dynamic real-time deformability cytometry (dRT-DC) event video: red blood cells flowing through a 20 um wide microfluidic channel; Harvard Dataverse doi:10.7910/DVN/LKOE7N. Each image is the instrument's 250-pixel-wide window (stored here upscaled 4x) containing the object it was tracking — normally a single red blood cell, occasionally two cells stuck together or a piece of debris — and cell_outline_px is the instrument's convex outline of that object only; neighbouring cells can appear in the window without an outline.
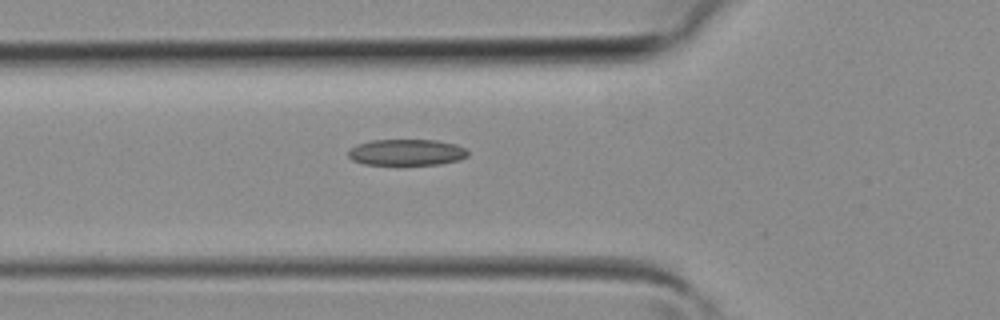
{"species": "common noctule bat (a hibernating species)", "species_latin": "Nyctalus noctula", "temperature_condition": "room temperature", "stored_images_in_passage": 34, "camera_frame_rate_fps": 3000, "um_per_image_px": 0.085, "animal": {"sex": "female", "body_mass_g": 19.3, "forearm_length_mm": 54.1}, "frame": {"image": 1, "passage_image": 11, "time_ms": 3.333, "image_size_px": [1000, 320], "cell_outline_px": [[468, 156], [460, 160], [440, 164], [400, 168], [364, 164], [352, 160], [348, 156], [348, 152], [356, 144], [372, 140], [436, 140], [456, 144], [464, 148], [468, 152]], "centroid_in_image_um": [34.54, 13.0], "position_along_channel_um": 91.3, "area_um2": 19.31}}
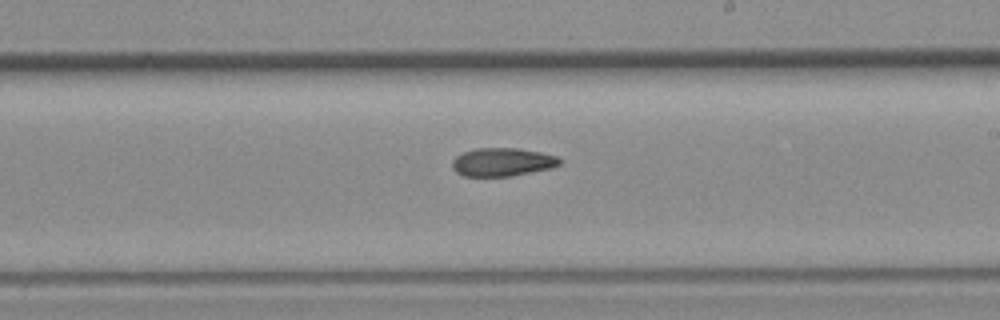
{"frame": {"image": 2, "passage_image": 20, "time_ms": 6.333, "image_size_px": [1000, 320], "cell_outline_px": [[560, 164], [552, 168], [512, 176], [464, 176], [456, 172], [452, 168], [452, 160], [456, 156], [464, 152], [476, 148], [516, 148], [540, 152], [556, 156], [560, 160]], "centroid_in_image_um": [42.68, 13.78], "position_along_channel_um": 246.3, "area_um2": 17.69}}
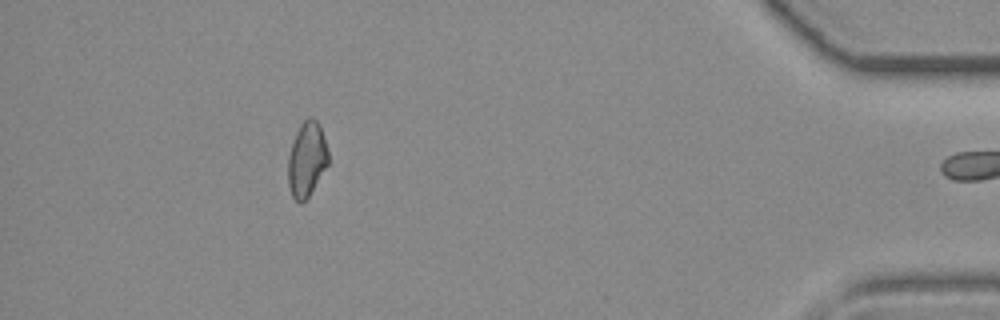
{"frame": {"image": 3, "passage_image": 33, "time_ms": 10.667, "image_size_px": [1000, 320], "cell_outline_px": [[328, 164], [308, 196], [300, 204], [292, 196], [288, 184], [288, 156], [296, 132], [300, 124], [308, 116], [312, 116], [316, 120], [320, 128], [328, 148]], "centroid_in_image_um": [26.06, 13.52], "position_along_channel_um": 409.1, "area_um2": 17.34}}